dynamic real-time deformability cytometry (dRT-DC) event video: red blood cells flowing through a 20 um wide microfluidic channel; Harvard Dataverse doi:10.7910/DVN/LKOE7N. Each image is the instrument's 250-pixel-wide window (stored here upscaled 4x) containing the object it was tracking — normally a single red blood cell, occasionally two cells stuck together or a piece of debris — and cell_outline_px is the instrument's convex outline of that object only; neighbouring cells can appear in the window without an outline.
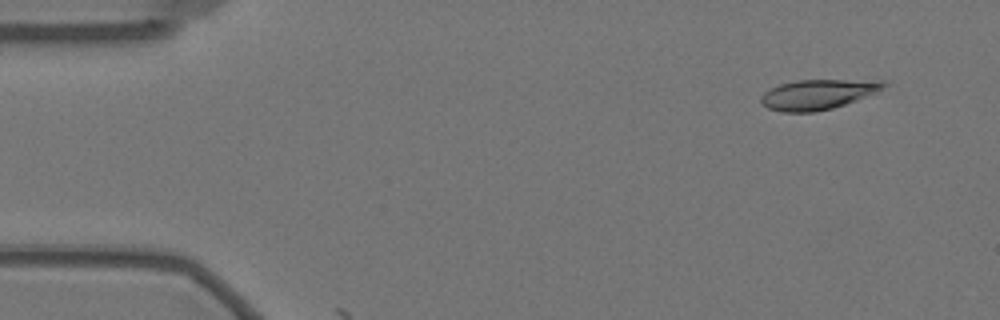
{"species": "Egyptian fruit bat (a non-hibernating species)", "species_latin": "Rousettus aegyptiacus", "temperature_condition": "warm", "stored_images_in_passage": 6, "camera_frame_rate_fps": 3000, "um_per_image_px": 0.085, "animal": {"sex": "female"}, "frame": {"image": 1, "passage_image": 4, "time_ms": 1.0, "image_size_px": [1000, 320], "cell_outline_px": [[888, 84], [884, 88], [876, 92], [856, 100], [832, 108], [816, 112], [780, 112], [768, 108], [760, 104], [760, 96], [764, 92], [780, 84], [796, 80], [880, 80]], "centroid_in_image_um": [69.48, 8.03], "position_along_channel_um": 15.5, "area_um2": 21.44}}